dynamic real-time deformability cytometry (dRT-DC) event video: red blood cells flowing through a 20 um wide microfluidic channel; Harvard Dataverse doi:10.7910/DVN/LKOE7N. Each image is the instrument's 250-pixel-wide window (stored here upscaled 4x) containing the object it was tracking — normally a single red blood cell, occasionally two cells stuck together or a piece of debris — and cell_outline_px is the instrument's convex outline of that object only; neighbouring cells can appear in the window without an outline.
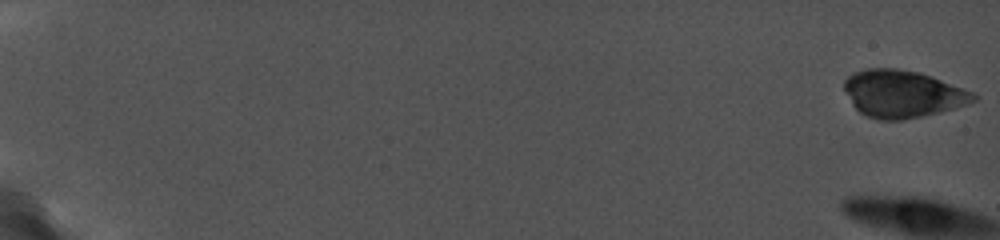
{"species": "common noctule bat (a hibernating species)", "species_latin": "Nyctalus noctula", "temperature_condition": "cold", "stored_images_in_passage": 6, "camera_frame_rate_fps": 5000, "um_per_image_px": 0.085, "animal": {"sex": "female", "body_mass_g": 19.0, "forearm_length_mm": 56.7}, "frame": {"image": 1, "passage_image": 1, "time_ms": 0.0, "image_size_px": [1000, 240], "cell_outline_px": [[980, 96], [976, 100], [952, 108], [920, 116], [900, 120], [884, 120], [868, 116], [860, 112], [856, 108], [844, 88], [844, 80], [848, 76], [856, 72], [868, 68], [900, 68], [920, 72], [932, 76], [976, 92]], "centroid_in_image_um": [76.75, 7.95], "position_along_channel_um": 8.2, "area_um2": 35.32}}